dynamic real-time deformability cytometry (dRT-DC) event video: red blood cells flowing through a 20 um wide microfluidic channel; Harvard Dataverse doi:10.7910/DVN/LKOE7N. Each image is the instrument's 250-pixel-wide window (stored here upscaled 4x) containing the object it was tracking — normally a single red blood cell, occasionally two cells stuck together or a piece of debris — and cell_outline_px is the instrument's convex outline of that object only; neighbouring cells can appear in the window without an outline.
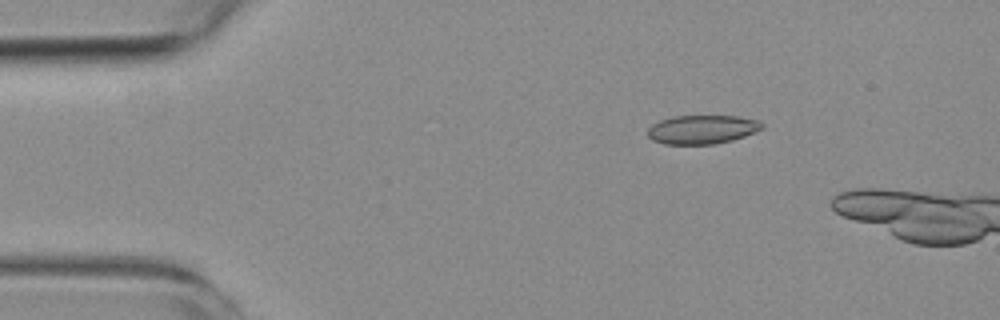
{"species": "common noctule bat (a hibernating species)", "species_latin": "Nyctalus noctula", "temperature_condition": "room temperature", "stored_images_in_passage": 4, "camera_frame_rate_fps": 3000, "um_per_image_px": 0.085, "animal": {"sex": "female", "body_mass_g": 19.3, "forearm_length_mm": 54.1}, "frame": {"image": 1, "passage_image": 2, "time_ms": 1.333, "image_size_px": [1000, 320], "cell_outline_px": [[764, 128], [744, 136], [732, 140], [716, 144], [664, 144], [652, 140], [648, 136], [648, 128], [652, 124], [660, 120], [672, 116], [736, 116], [760, 120], [764, 124]], "centroid_in_image_um": [59.69, 11.0], "position_along_channel_um": 25.3, "area_um2": 19.31}}